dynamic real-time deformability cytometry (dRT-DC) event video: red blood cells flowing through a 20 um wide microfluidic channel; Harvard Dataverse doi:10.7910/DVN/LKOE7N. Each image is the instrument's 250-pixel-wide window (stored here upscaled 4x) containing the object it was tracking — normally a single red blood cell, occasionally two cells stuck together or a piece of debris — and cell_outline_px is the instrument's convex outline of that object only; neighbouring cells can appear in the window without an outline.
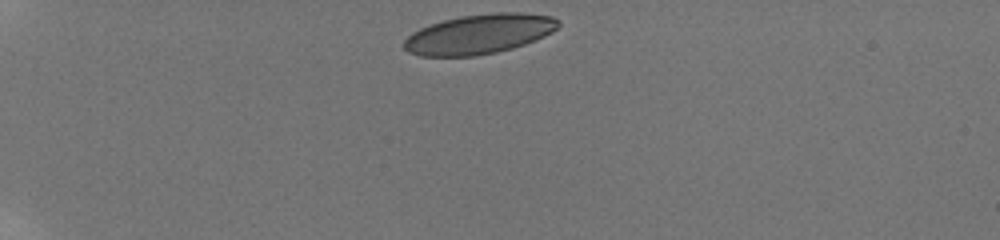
{"species": "human", "species_latin": "Homo sapiens", "temperature_condition": "room temperature", "stored_images_in_passage": 4, "camera_frame_rate_fps": 3000, "um_per_image_px": 0.085, "donor": {"sex": "male"}, "frame": {"image": 1, "passage_image": 1, "time_ms": 0.0, "image_size_px": [1000, 240], "cell_outline_px": [[560, 24], [552, 32], [536, 40], [512, 48], [496, 52], [476, 56], [420, 56], [408, 52], [404, 48], [404, 40], [412, 32], [420, 28], [444, 20], [460, 16], [496, 12], [520, 12], [552, 16], [560, 20]], "centroid_in_image_um": [40.74, 2.89], "position_along_channel_um": 44.3, "area_um2": 35.72}}